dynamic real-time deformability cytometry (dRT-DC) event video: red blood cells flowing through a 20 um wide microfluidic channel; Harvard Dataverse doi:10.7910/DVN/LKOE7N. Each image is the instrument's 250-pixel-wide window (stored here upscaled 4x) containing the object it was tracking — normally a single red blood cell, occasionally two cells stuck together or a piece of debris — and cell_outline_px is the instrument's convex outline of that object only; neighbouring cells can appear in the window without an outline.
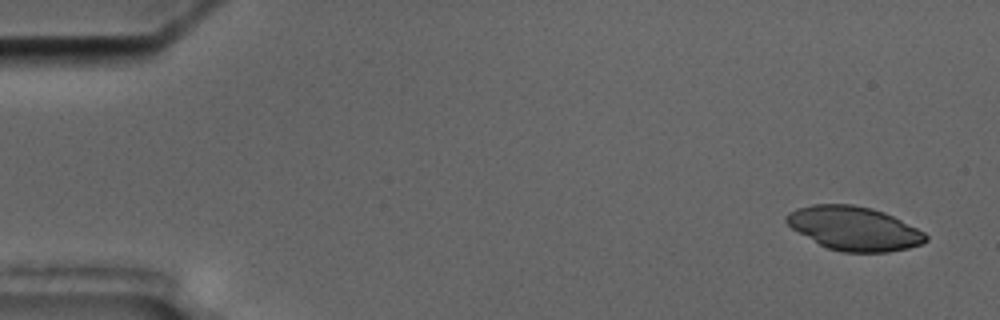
{"species": "common noctule bat (a hibernating species)", "species_latin": "Nyctalus noctula", "temperature_condition": "cold", "stored_images_in_passage": 5, "camera_frame_rate_fps": 3000, "um_per_image_px": 0.085, "animal": {"sex": "male", "body_mass_g": 17.5, "forearm_length_mm": 52.3}, "frame": {"image": 1, "passage_image": 1, "time_ms": 0.0, "image_size_px": [1000, 320], "cell_outline_px": [[928, 240], [920, 244], [908, 248], [888, 252], [840, 252], [828, 248], [820, 244], [792, 228], [784, 220], [784, 216], [788, 212], [796, 208], [812, 204], [852, 204], [872, 208], [884, 212], [924, 232], [928, 236]], "centroid_in_image_um": [72.58, 19.41], "position_along_channel_um": 12.4, "area_um2": 35.43}}